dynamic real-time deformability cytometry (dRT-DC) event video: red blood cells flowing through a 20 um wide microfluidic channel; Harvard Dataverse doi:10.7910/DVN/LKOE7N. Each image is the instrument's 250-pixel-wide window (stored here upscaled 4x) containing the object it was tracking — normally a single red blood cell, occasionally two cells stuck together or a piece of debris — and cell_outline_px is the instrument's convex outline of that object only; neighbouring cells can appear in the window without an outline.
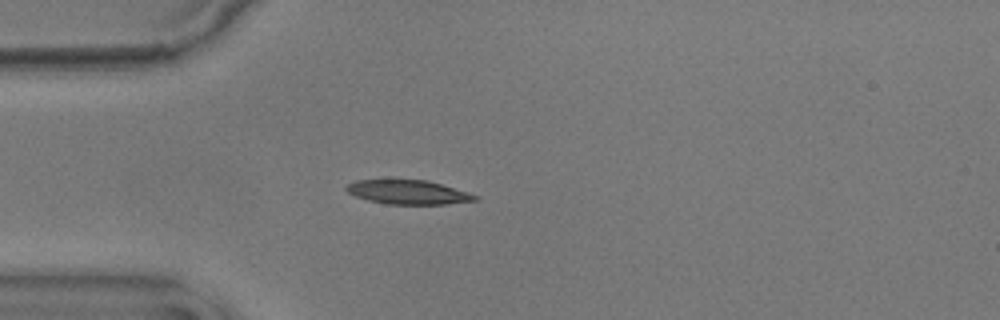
{"species": "common noctule bat (a hibernating species)", "species_latin": "Nyctalus noctula", "temperature_condition": "warm", "stored_images_in_passage": 42, "camera_frame_rate_fps": 3000, "um_per_image_px": 0.085, "animal": {"sex": "male", "body_mass_g": 17.9}, "frame": {"image": 1, "passage_image": 1, "time_ms": 0.0, "image_size_px": [1000, 320], "cell_outline_px": [[480, 196], [476, 200], [448, 204], [388, 204], [368, 200], [356, 196], [348, 192], [344, 188], [348, 184], [356, 180], [428, 180], [468, 192]], "centroid_in_image_um": [34.71, 16.33], "position_along_channel_um": 50.3, "area_um2": 17.98}}
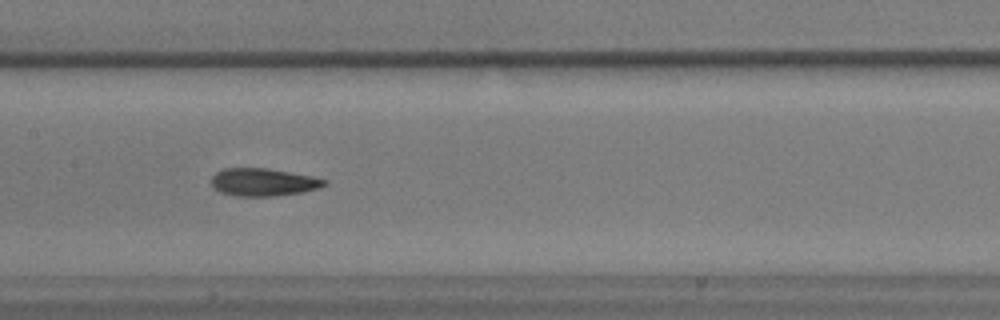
{"frame": {"image": 2, "passage_image": 13, "time_ms": 4.0, "image_size_px": [1000, 320], "cell_outline_px": [[328, 184], [320, 188], [304, 192], [276, 196], [236, 196], [220, 192], [212, 184], [212, 176], [216, 172], [224, 168], [268, 168], [312, 176], [328, 180]], "centroid_in_image_um": [22.43, 15.48], "position_along_channel_um": 185.0, "area_um2": 18.38}}
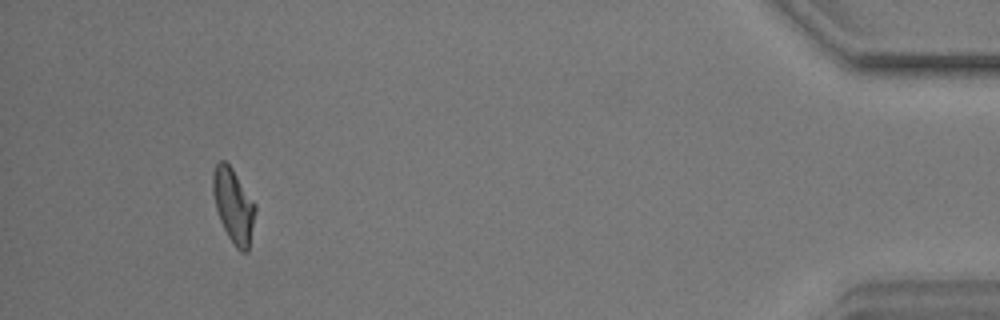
{"frame": {"image": 3, "passage_image": 38, "time_ms": 12.333, "image_size_px": [1000, 320], "cell_outline_px": [[256, 212], [248, 252], [240, 252], [232, 244], [220, 220], [216, 208], [212, 192], [212, 172], [216, 164], [220, 160], [224, 160], [232, 168], [256, 204]], "centroid_in_image_um": [19.85, 17.48], "position_along_channel_um": 415.4, "area_um2": 18.5}, "authors_computed_cell_mechanics": {"area_um2": 18.3226, "velocity_mm_per_s": 3.5924, "shape_relaxation_time_tau1_ms": 5.455, "shape_relaxation_time_tau2_ms": 3.1299, "deformation_change_tau1": 0.1711, "deformation_change_tau2": 0.1041}}